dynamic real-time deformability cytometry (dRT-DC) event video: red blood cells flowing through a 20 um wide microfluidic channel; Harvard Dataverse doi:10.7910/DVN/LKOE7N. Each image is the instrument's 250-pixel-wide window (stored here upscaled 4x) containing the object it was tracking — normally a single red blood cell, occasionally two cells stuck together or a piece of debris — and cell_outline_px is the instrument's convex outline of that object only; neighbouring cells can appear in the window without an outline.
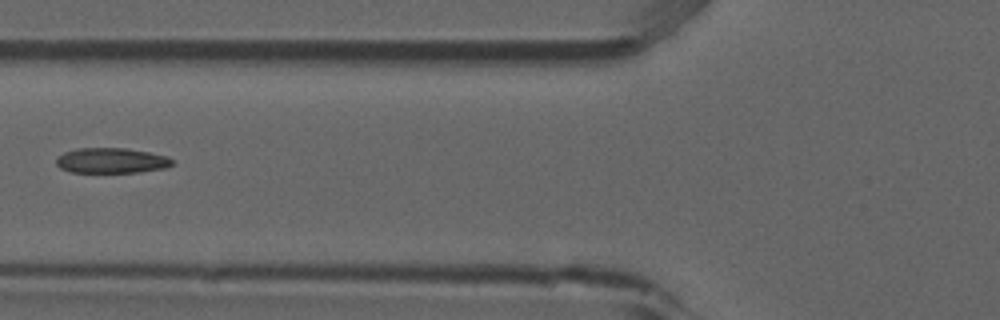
{"species": "common noctule bat (a hibernating species)", "species_latin": "Nyctalus noctula", "temperature_condition": "room temperature", "stored_images_in_passage": 4, "camera_frame_rate_fps": 3000, "um_per_image_px": 0.085, "animal": {"sex": "male", "forearm_length_mm": 52.5}, "frame": {"image": 1, "passage_image": 3, "time_ms": 0.667, "image_size_px": [1000, 320], "cell_outline_px": [[172, 164], [164, 168], [140, 172], [72, 172], [60, 168], [56, 164], [56, 160], [64, 152], [76, 148], [124, 148], [148, 152], [168, 156], [172, 160]], "centroid_in_image_um": [9.46, 13.64], "position_along_channel_um": 116.3, "area_um2": 16.94}}
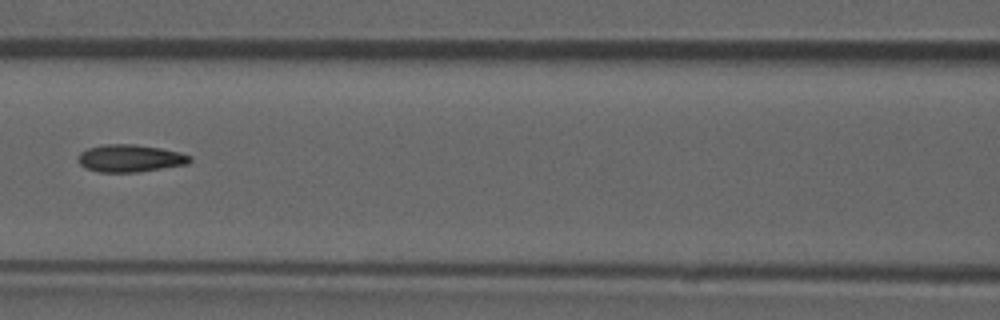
{"frame": {"image": 2, "passage_image": 4, "time_ms": 1.0, "image_size_px": [1000, 320], "cell_outline_px": [[192, 160], [188, 164], [140, 172], [100, 172], [84, 168], [76, 160], [80, 152], [88, 148], [104, 144], [136, 144], [160, 148], [180, 152], [192, 156]], "centroid_in_image_um": [11.06, 13.45], "position_along_channel_um": 155.5, "area_um2": 18.09}}